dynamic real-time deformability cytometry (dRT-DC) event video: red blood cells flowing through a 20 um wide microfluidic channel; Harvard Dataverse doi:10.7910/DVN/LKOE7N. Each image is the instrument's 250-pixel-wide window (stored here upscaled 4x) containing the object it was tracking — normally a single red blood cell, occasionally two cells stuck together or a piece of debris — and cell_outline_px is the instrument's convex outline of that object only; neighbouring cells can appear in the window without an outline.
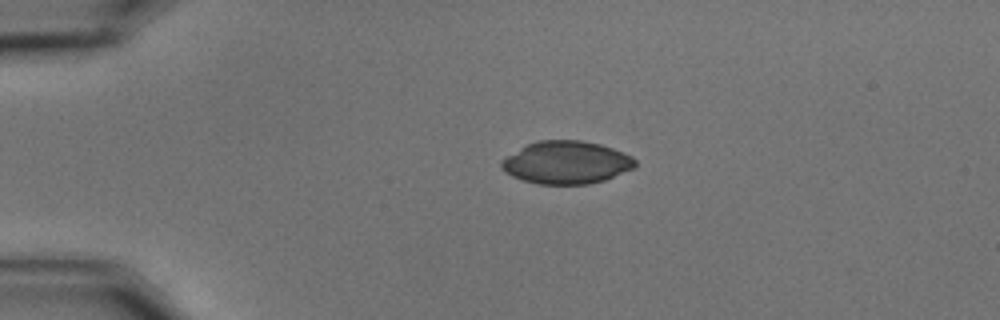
{"species": "common noctule bat (a hibernating species)", "species_latin": "Nyctalus noctula", "temperature_condition": "cold", "stored_images_in_passage": 46, "camera_frame_rate_fps": 3000, "um_per_image_px": 0.085, "animal": {"sex": "male", "body_mass_g": 15.6}, "frame": {"image": 1, "passage_image": 1, "time_ms": 0.0, "image_size_px": [1000, 320], "cell_outline_px": [[636, 164], [632, 168], [604, 180], [588, 184], [540, 184], [524, 180], [512, 176], [504, 172], [500, 168], [500, 160], [520, 148], [536, 140], [580, 140], [600, 144], [612, 148], [632, 156], [636, 160]], "centroid_in_image_um": [48.1, 13.8], "position_along_channel_um": 36.9, "area_um2": 33.18}}
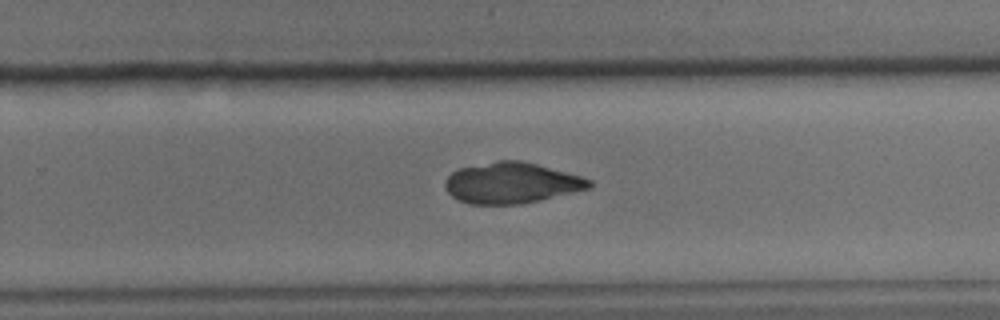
{"frame": {"image": 2, "passage_image": 26, "time_ms": 8.333, "image_size_px": [1000, 320], "cell_outline_px": [[592, 188], [520, 204], [468, 204], [456, 200], [448, 192], [444, 184], [444, 180], [452, 172], [460, 168], [496, 160], [520, 160], [536, 164], [580, 176], [592, 180]], "centroid_in_image_um": [43.45, 15.55], "position_along_channel_um": 286.4, "area_um2": 34.28}}
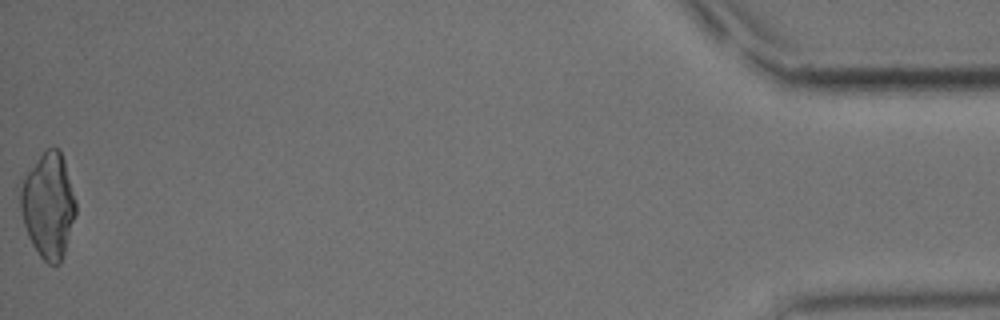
{"frame": {"image": 3, "passage_image": 46, "time_ms": 15.0, "image_size_px": [1000, 320], "cell_outline_px": [[76, 216], [64, 256], [60, 264], [48, 264], [40, 256], [32, 244], [28, 236], [24, 224], [20, 208], [16, 184], [40, 156], [48, 148], [60, 148], [64, 160], [76, 200]], "centroid_in_image_um": [4.09, 17.46], "position_along_channel_um": 431.1, "area_um2": 34.68}}